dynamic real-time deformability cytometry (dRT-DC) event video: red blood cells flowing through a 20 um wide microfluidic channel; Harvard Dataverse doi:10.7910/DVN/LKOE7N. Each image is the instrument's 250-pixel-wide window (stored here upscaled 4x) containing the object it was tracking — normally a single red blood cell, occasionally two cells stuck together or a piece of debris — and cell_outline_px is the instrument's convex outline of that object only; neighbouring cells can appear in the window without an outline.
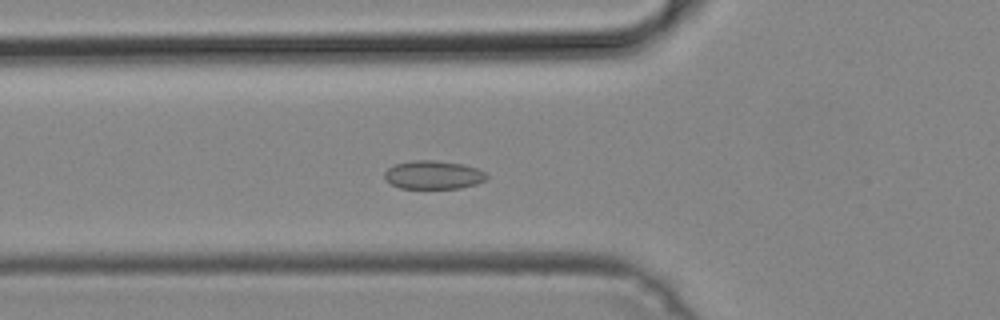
{"species": "common noctule bat (a hibernating species)", "species_latin": "Nyctalus noctula", "temperature_condition": "cold", "stored_images_in_passage": 36, "camera_frame_rate_fps": 3000, "um_per_image_px": 0.085, "animal": {"sex": "male", "body_mass_g": 19.2, "forearm_length_mm": 51.8}, "frame": {"image": 1, "passage_image": 3, "time_ms": 0.667, "image_size_px": [1000, 320], "cell_outline_px": [[488, 176], [484, 180], [476, 184], [460, 188], [400, 188], [384, 180], [384, 172], [388, 168], [396, 164], [412, 160], [436, 160], [464, 164], [476, 168], [484, 172]], "centroid_in_image_um": [36.81, 14.86], "position_along_channel_um": 89.0, "area_um2": 16.94}}
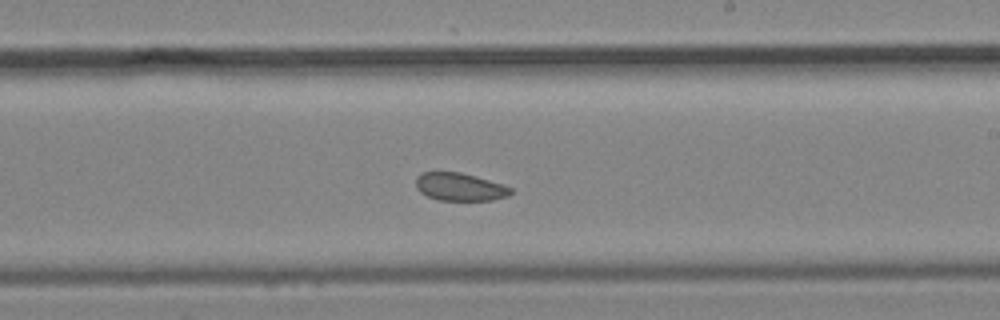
{"frame": {"image": 2, "passage_image": 15, "time_ms": 4.667, "image_size_px": [1000, 320], "cell_outline_px": [[512, 192], [508, 196], [492, 200], [436, 200], [420, 192], [416, 188], [416, 176], [420, 172], [460, 172], [488, 180], [512, 188]], "centroid_in_image_um": [39.04, 15.88], "position_along_channel_um": 250.0, "area_um2": 15.32}}
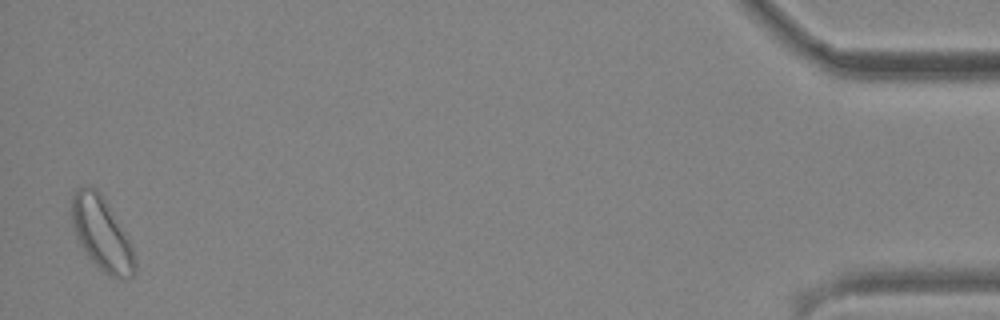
{"frame": {"image": 3, "passage_image": 35, "time_ms": 11.333, "image_size_px": [1000, 320], "cell_outline_px": [[136, 268], [132, 276], [112, 276], [104, 272], [88, 256], [80, 244], [72, 228], [72, 192], [76, 188], [84, 184], [88, 184], [96, 188], [100, 192], [128, 240], [132, 248], [136, 264]], "centroid_in_image_um": [8.58, 19.79], "position_along_channel_um": 426.6, "area_um2": 26.24}}